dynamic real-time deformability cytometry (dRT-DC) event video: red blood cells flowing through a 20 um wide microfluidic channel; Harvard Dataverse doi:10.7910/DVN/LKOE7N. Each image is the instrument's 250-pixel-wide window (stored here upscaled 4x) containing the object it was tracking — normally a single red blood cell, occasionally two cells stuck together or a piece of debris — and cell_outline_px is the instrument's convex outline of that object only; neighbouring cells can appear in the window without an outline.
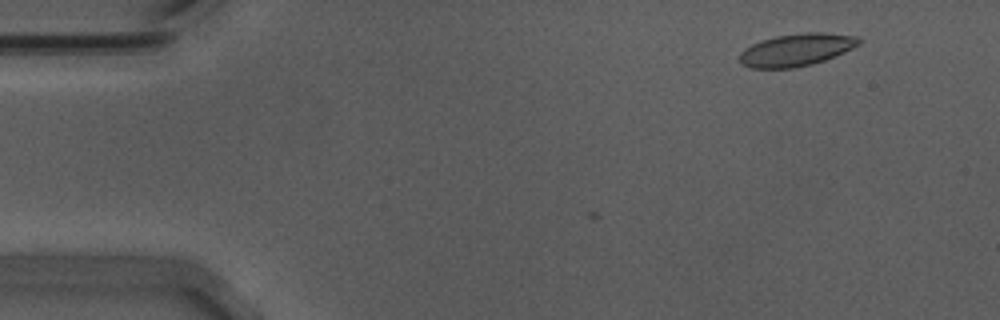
{"species": "Egyptian fruit bat (a non-hibernating species)", "species_latin": "Rousettus aegyptiacus", "temperature_condition": "warm", "stored_images_in_passage": 2, "camera_frame_rate_fps": 3000, "um_per_image_px": 0.085, "animal": {"sex": "male"}, "frame": {"image": 1, "passage_image": 2, "time_ms": 0.333, "image_size_px": [1000, 320], "cell_outline_px": [[864, 40], [860, 44], [836, 56], [812, 64], [792, 68], [748, 68], [740, 64], [740, 52], [744, 48], [760, 40], [776, 36], [804, 32], [824, 32], [856, 36]], "centroid_in_image_um": [67.69, 4.23], "position_along_channel_um": 17.3, "area_um2": 22.77}}